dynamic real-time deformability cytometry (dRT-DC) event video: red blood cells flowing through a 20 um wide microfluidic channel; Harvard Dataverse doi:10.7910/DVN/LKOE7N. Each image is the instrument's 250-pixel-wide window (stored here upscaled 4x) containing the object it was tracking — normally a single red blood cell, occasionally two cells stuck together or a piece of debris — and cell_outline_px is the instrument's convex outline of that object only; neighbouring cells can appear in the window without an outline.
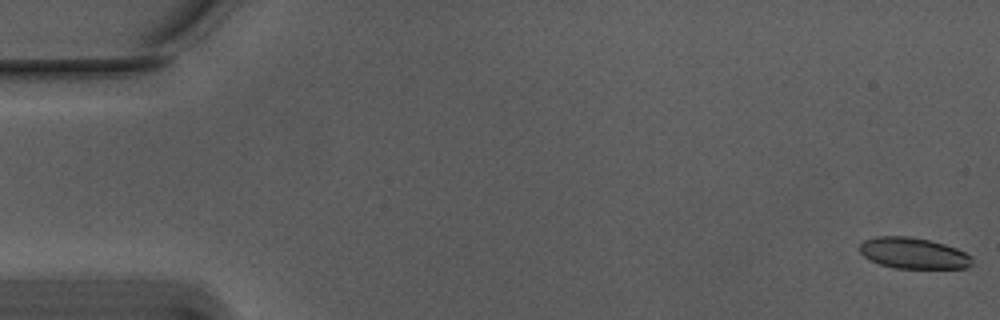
{"species": "Egyptian fruit bat (a non-hibernating species)", "species_latin": "Rousettus aegyptiacus", "temperature_condition": "warm", "stored_images_in_passage": 55, "camera_frame_rate_fps": 3000, "um_per_image_px": 0.085, "animal": {"sex": "male"}, "frame": {"image": 1, "passage_image": 1, "time_ms": 0.0, "image_size_px": [1000, 320], "cell_outline_px": [[972, 264], [968, 268], [896, 268], [880, 264], [864, 256], [860, 252], [860, 244], [864, 240], [876, 236], [908, 236], [928, 240], [944, 244], [956, 248], [972, 256]], "centroid_in_image_um": [77.65, 21.52], "position_along_channel_um": 7.4, "area_um2": 20.23}}
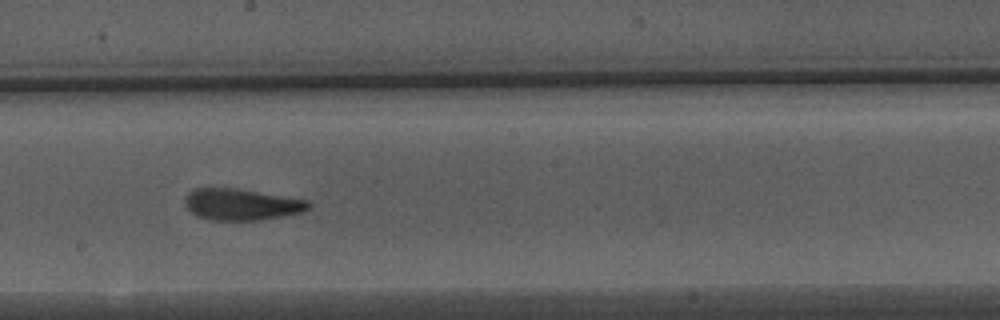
{"frame": {"image": 2, "passage_image": 31, "time_ms": 10.0, "image_size_px": [1000, 320], "cell_outline_px": [[312, 204], [304, 212], [260, 220], [208, 220], [196, 216], [184, 204], [184, 200], [196, 188], [236, 188], [308, 200]], "centroid_in_image_um": [20.55, 17.39], "position_along_channel_um": 227.7, "area_um2": 22.54}}
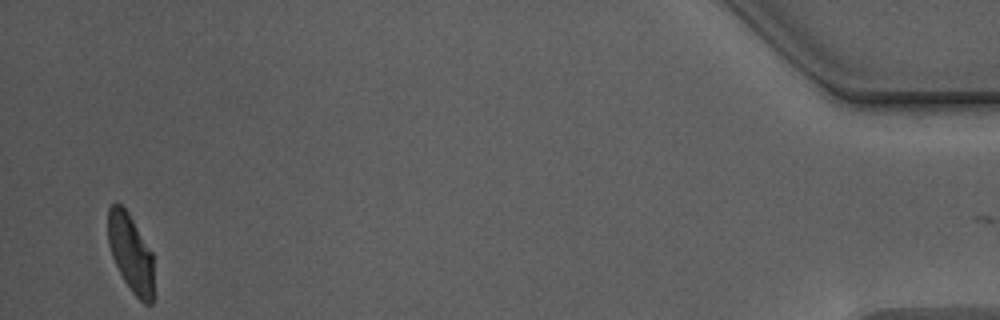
{"frame": {"image": 3, "passage_image": 54, "time_ms": 17.667, "image_size_px": [1000, 320], "cell_outline_px": [[152, 304], [144, 304], [132, 292], [124, 280], [112, 256], [108, 244], [108, 208], [112, 204], [120, 204], [128, 212], [152, 252]], "centroid_in_image_um": [11.09, 21.5], "position_along_channel_um": 424.1, "area_um2": 20.4}, "authors_computed_cell_mechanics": {"area_um2": 22.7732, "velocity_mm_per_s": 3.7343, "shape_relaxation_time_tau1_ms": 5.4293, "shape_relaxation_time_tau2_ms": 2.2357, "deformation_change_tau1": 0.178, "deformation_change_tau2": 0.1104}}